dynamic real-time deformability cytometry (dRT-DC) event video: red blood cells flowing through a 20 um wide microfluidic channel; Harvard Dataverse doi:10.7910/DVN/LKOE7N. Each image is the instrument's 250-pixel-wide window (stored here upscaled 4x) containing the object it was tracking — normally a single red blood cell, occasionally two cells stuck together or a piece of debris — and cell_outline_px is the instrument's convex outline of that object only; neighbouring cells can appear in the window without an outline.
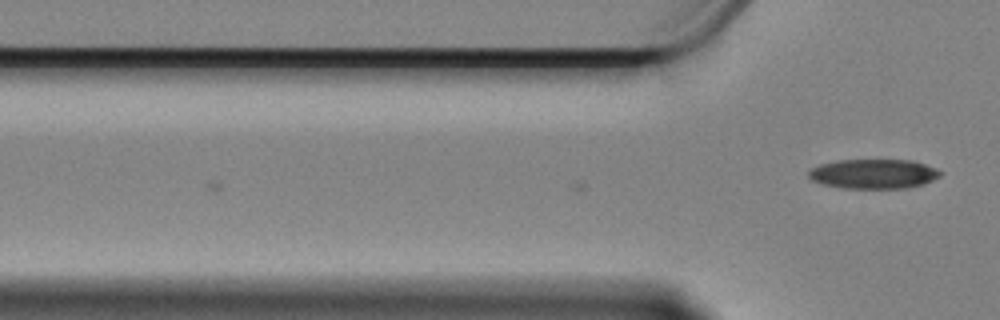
{"species": "Egyptian fruit bat (a non-hibernating species)", "species_latin": "Rousettus aegyptiacus", "temperature_condition": "cold", "stored_images_in_passage": 2, "camera_frame_rate_fps": 3000, "um_per_image_px": 0.085, "animal": {"sex": "female"}, "frame": {"image": 1, "passage_image": 2, "time_ms": 0.333, "image_size_px": [1000, 320], "cell_outline_px": [[940, 176], [924, 184], [904, 188], [840, 188], [824, 184], [812, 180], [808, 176], [808, 172], [812, 168], [820, 164], [836, 160], [912, 160], [936, 168], [940, 172]], "centroid_in_image_um": [74.23, 14.77], "position_along_channel_um": 51.6, "area_um2": 22.6}}